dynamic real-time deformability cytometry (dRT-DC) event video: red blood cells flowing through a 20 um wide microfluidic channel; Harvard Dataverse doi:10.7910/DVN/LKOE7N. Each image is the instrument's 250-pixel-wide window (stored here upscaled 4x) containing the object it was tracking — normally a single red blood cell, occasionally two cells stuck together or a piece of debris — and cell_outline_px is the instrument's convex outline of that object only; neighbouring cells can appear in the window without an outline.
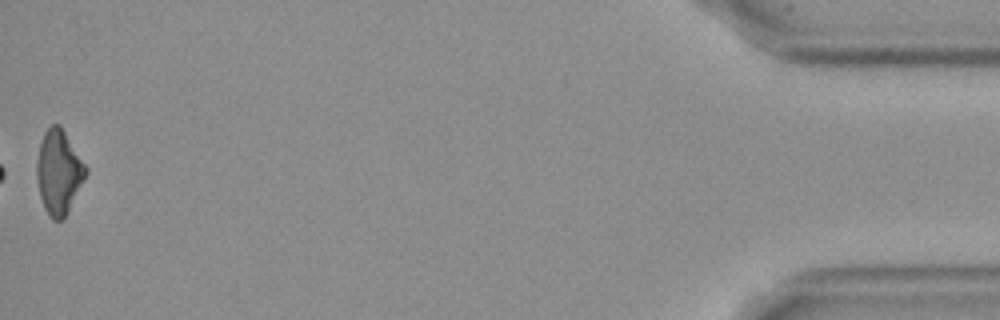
{"species": "Egyptian fruit bat (a non-hibernating species)", "species_latin": "Rousettus aegyptiacus", "temperature_condition": "cold", "stored_images_in_passage": 51, "camera_frame_rate_fps": 3000, "um_per_image_px": 0.085, "frame": {"image": 1, "passage_image": 51, "time_ms": 16.667, "image_size_px": [1000, 320], "cell_outline_px": [[88, 172], [64, 216], [60, 220], [52, 220], [48, 216], [44, 208], [40, 196], [36, 176], [36, 160], [40, 144], [44, 132], [52, 124], [60, 124], [88, 168]], "centroid_in_image_um": [4.98, 14.6], "position_along_channel_um": 430.2, "area_um2": 23.81}, "authors_computed_cell_mechanics": {"area_um2": 24.7962, "velocity_mm_per_s": 3.6549, "shape_relaxation_time_tau1_ms": null, "shape_relaxation_time_tau2_ms": 10.1082, "deformation_change_tau1": null, "deformation_change_tau2": 0.2859}}